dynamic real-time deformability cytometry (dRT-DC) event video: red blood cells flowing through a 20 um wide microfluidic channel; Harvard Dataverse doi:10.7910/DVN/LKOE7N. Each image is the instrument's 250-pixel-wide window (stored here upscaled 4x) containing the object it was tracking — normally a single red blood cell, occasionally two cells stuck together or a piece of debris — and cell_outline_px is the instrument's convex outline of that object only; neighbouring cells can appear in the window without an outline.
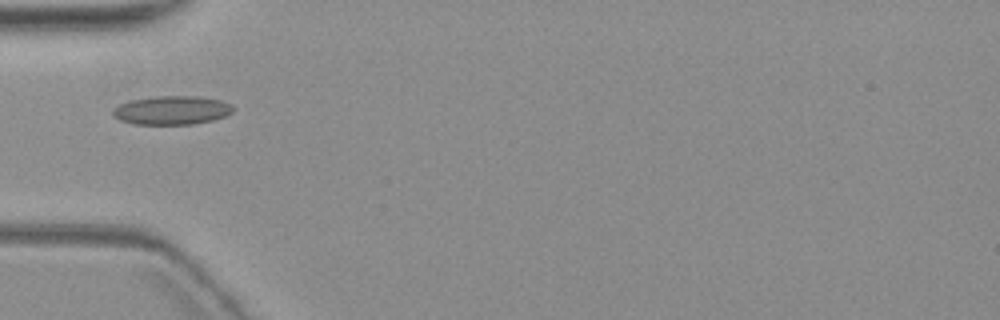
{"species": "common noctule bat (a hibernating species)", "species_latin": "Nyctalus noctula", "temperature_condition": "warm", "stored_images_in_passage": 2, "camera_frame_rate_fps": 3000, "um_per_image_px": 0.085, "animal": {"sex": "female", "body_mass_g": 19.3, "forearm_length_mm": 54.1}, "frame": {"image": 1, "passage_image": 1, "time_ms": 0.0, "image_size_px": [1000, 320], "cell_outline_px": [[232, 112], [224, 116], [212, 120], [192, 124], [136, 124], [120, 120], [112, 116], [112, 108], [128, 100], [156, 96], [200, 96], [220, 100], [232, 104]], "centroid_in_image_um": [14.56, 9.36], "position_along_channel_um": 70.4, "area_um2": 20.17}}
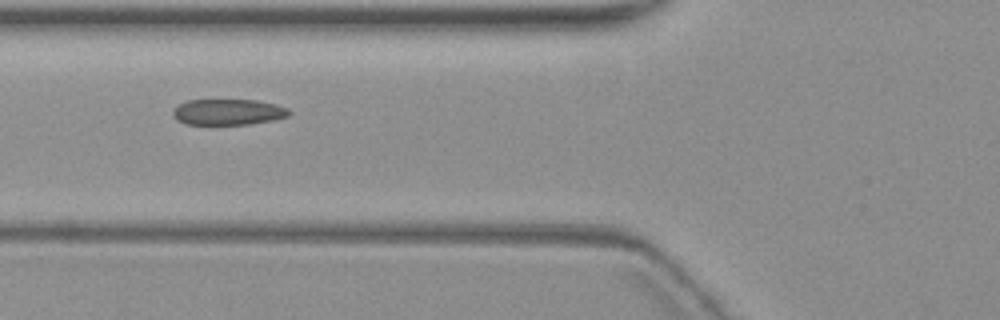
{"frame": {"image": 2, "passage_image": 2, "time_ms": 1.0, "image_size_px": [1000, 320], "cell_outline_px": [[292, 112], [288, 116], [272, 120], [248, 124], [184, 124], [176, 120], [172, 116], [172, 112], [180, 104], [188, 100], [256, 100], [276, 104], [288, 108]], "centroid_in_image_um": [19.39, 9.52], "position_along_channel_um": 106.4, "area_um2": 17.51}}